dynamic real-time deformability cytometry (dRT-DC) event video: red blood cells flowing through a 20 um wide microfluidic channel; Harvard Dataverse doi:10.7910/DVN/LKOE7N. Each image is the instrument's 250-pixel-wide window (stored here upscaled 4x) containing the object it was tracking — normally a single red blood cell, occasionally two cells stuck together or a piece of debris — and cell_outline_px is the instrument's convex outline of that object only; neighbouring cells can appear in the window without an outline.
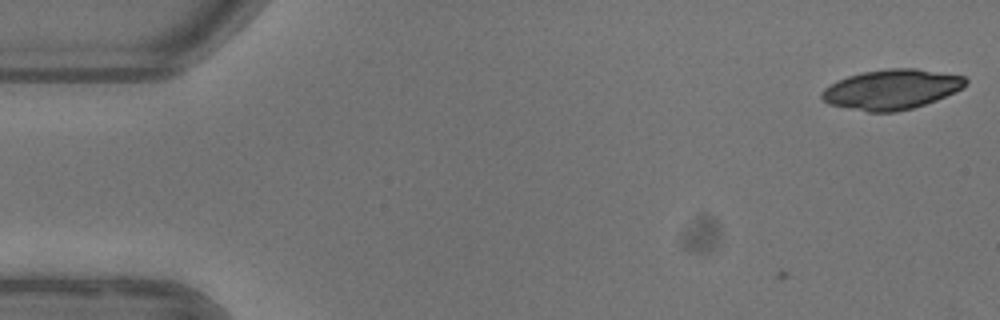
{"species": "common noctule bat (a hibernating species)", "species_latin": "Nyctalus noctula", "temperature_condition": "warm", "stored_images_in_passage": 7, "camera_frame_rate_fps": 3000, "um_per_image_px": 0.085, "animal": {"sex": "female"}, "frame": {"image": 1, "passage_image": 7, "time_ms": 2.0, "image_size_px": [1000, 320], "cell_outline_px": [[968, 84], [936, 100], [912, 108], [896, 112], [868, 112], [828, 104], [820, 96], [820, 92], [824, 88], [836, 80], [848, 76], [864, 72], [888, 68], [916, 68], [964, 76], [968, 80]], "centroid_in_image_um": [75.75, 7.59], "position_along_channel_um": 9.3, "area_um2": 33.35}}